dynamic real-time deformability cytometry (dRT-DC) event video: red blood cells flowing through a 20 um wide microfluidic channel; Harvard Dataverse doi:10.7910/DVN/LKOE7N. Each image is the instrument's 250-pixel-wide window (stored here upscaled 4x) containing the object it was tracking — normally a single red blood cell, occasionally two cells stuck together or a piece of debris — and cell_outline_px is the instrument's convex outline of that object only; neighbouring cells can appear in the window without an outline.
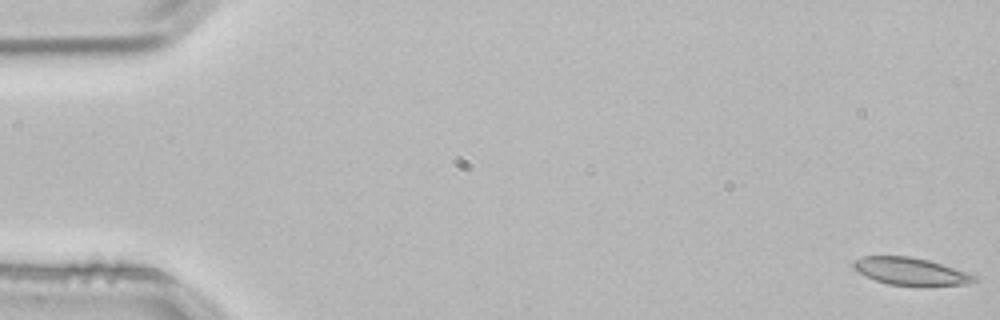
{"species": "common noctule bat (a hibernating species)", "species_latin": "Nyctalus noctula", "temperature_condition": "room temperature", "stored_images_in_passage": 4, "camera_frame_rate_fps": 3000, "um_per_image_px": 0.085, "animal": {"sex": "male", "body_mass_g": 21.5, "forearm_length_mm": 52.0}, "frame": {"image": 1, "passage_image": 1, "time_ms": 0.0, "image_size_px": [1000, 320], "cell_outline_px": [[976, 280], [964, 284], [888, 284], [876, 280], [852, 268], [852, 264], [856, 260], [864, 256], [912, 256], [928, 260], [976, 276]], "centroid_in_image_um": [77.32, 23.03], "position_along_channel_um": 7.7, "area_um2": 18.32}}